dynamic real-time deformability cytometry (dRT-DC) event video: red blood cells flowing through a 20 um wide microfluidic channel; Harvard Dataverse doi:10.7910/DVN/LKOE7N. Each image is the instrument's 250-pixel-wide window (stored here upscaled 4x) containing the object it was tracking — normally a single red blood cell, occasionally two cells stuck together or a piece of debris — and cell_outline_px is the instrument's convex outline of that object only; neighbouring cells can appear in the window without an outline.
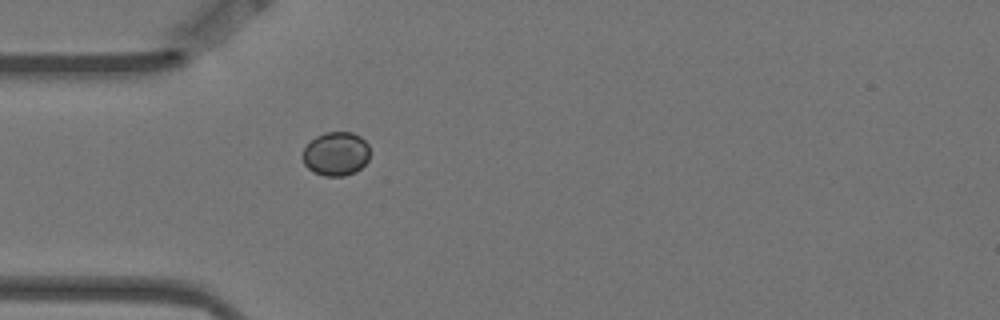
{"species": "Egyptian fruit bat (a non-hibernating species)", "species_latin": "Rousettus aegyptiacus", "temperature_condition": "warm", "stored_images_in_passage": 1, "camera_frame_rate_fps": 3000, "um_per_image_px": 0.085, "animal": {"sex": "female"}, "frame": {"image": 1, "passage_image": 1, "time_ms": 0.0, "image_size_px": [1000, 320], "cell_outline_px": [[368, 160], [356, 172], [344, 176], [324, 176], [312, 172], [304, 164], [300, 156], [304, 148], [316, 136], [324, 132], [352, 132], [360, 136], [368, 144]], "centroid_in_image_um": [28.52, 13.08], "position_along_channel_um": 56.5, "area_um2": 17.34}}